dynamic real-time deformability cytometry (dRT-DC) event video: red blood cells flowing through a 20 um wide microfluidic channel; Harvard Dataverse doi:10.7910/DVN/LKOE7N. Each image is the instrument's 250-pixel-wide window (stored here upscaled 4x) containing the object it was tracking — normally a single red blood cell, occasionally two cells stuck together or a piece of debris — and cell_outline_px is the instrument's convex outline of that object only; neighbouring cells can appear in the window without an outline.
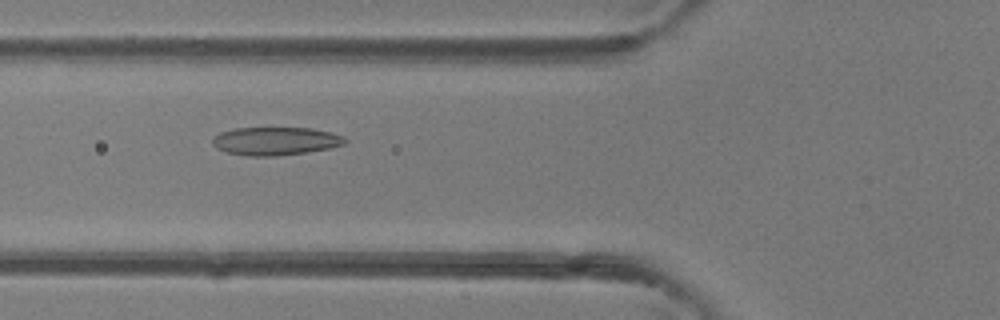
{"species": "common noctule bat (a hibernating species)", "species_latin": "Nyctalus noctula", "temperature_condition": "room temperature", "stored_images_in_passage": 32, "camera_frame_rate_fps": 3000, "um_per_image_px": 0.085, "animal": {"sex": "female"}, "frame": {"image": 1, "passage_image": 3, "time_ms": 0.667, "image_size_px": [1000, 320], "cell_outline_px": [[348, 140], [344, 144], [328, 148], [304, 152], [276, 156], [248, 156], [228, 152], [216, 148], [212, 144], [212, 140], [220, 132], [236, 128], [312, 128], [332, 132], [344, 136]], "centroid_in_image_um": [23.43, 11.98], "position_along_channel_um": 102.4, "area_um2": 21.62}}
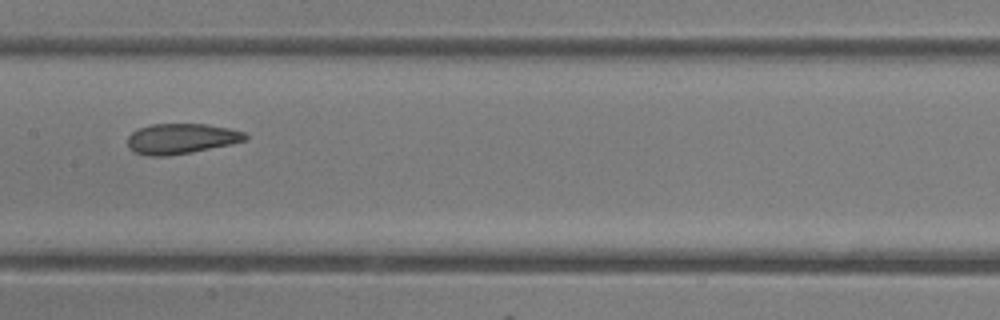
{"frame": {"image": 2, "passage_image": 9, "time_ms": 2.667, "image_size_px": [1000, 320], "cell_outline_px": [[248, 136], [244, 140], [232, 144], [192, 152], [168, 156], [148, 156], [132, 152], [128, 148], [128, 136], [132, 132], [140, 128], [152, 124], [208, 124], [228, 128], [244, 132]], "centroid_in_image_um": [15.37, 11.8], "position_along_channel_um": 192.0, "area_um2": 20.87}}
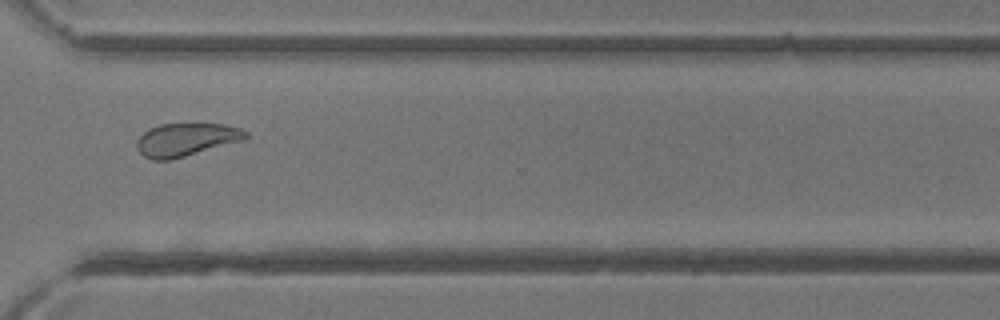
{"frame": {"image": 3, "passage_image": 20, "time_ms": 6.333, "image_size_px": [1000, 320], "cell_outline_px": [[248, 140], [172, 160], [152, 160], [144, 156], [136, 148], [136, 140], [148, 128], [160, 124], [224, 124], [240, 128], [248, 132]], "centroid_in_image_um": [15.86, 11.88], "position_along_channel_um": 354.7, "area_um2": 21.44}, "authors_computed_cell_mechanics": {"area_um2": 21.7039, "velocity_mm_per_s": 4.4515, "shape_relaxation_time_tau1_ms": 4.7402, "shape_relaxation_time_tau2_ms": 1.5473, "deformation_change_tau1": 0.1357, "deformation_change_tau2": 0.0693}}